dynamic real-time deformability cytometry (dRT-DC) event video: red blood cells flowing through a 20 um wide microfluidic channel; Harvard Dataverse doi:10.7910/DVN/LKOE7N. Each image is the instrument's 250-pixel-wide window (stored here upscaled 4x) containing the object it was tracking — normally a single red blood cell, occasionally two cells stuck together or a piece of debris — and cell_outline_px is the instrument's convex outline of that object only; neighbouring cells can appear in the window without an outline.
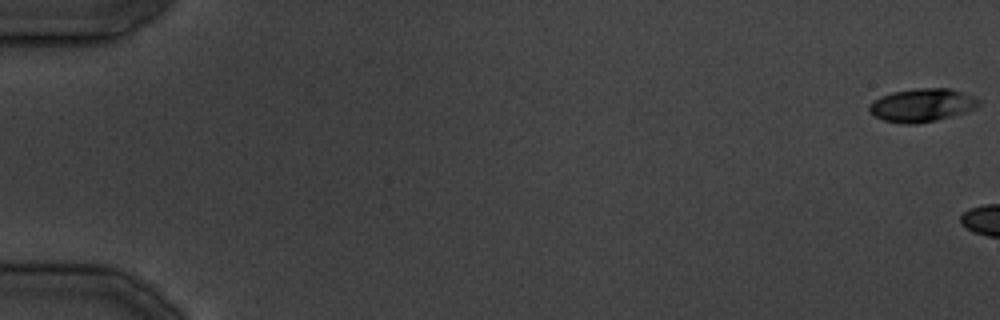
{"species": "common noctule bat (a hibernating species)", "species_latin": "Nyctalus noctula", "temperature_condition": "cold", "stored_images_in_passage": 4, "camera_frame_rate_fps": 3000, "um_per_image_px": 0.085, "animal": {"sex": "male", "body_mass_g": 19.5, "forearm_length_mm": 54.6}, "frame": {"image": 1, "passage_image": 1, "time_ms": 0.0, "image_size_px": [1000, 320], "cell_outline_px": [[980, 104], [968, 112], [936, 120], [916, 124], [904, 124], [884, 120], [868, 112], [868, 104], [872, 100], [880, 96], [892, 92], [916, 88], [952, 88], [972, 96], [980, 100]], "centroid_in_image_um": [78.35, 8.93], "position_along_channel_um": 6.7, "area_um2": 21.39}}